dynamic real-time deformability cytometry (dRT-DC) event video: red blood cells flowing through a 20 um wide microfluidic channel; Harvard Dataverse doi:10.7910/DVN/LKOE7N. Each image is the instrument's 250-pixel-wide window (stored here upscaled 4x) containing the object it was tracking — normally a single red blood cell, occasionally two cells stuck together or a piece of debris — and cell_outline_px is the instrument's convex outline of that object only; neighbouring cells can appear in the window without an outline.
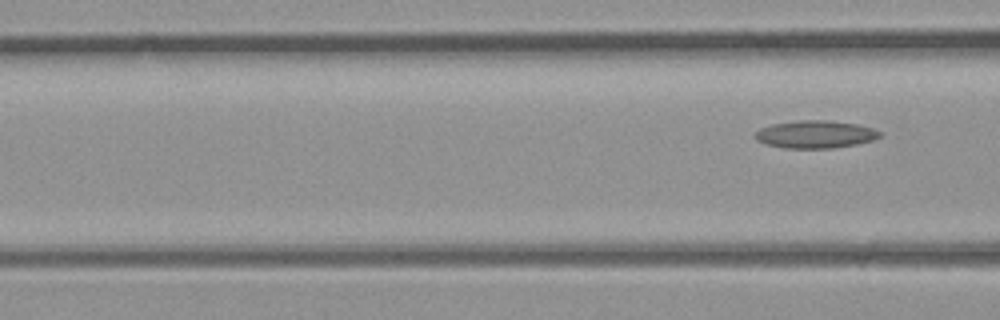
{"species": "common noctule bat (a hibernating species)", "species_latin": "Nyctalus noctula", "temperature_condition": "room temperature", "stored_images_in_passage": 5, "segment_of_instrument_passage": [2, 2], "camera_frame_rate_fps": 3000, "um_per_image_px": 0.085, "animal": {"sex": "male", "body_mass_g": 23.1, "forearm_length_mm": 52.7}, "frame": {"image": 1, "passage_image": 5, "time_ms": 1.333, "image_size_px": [1000, 320], "cell_outline_px": [[880, 136], [872, 140], [856, 144], [832, 148], [784, 148], [764, 144], [756, 140], [752, 136], [760, 128], [772, 124], [796, 120], [828, 120], [856, 124], [872, 128], [880, 132]], "centroid_in_image_um": [69.23, 11.42], "position_along_channel_um": 97.4, "area_um2": 20.11}}